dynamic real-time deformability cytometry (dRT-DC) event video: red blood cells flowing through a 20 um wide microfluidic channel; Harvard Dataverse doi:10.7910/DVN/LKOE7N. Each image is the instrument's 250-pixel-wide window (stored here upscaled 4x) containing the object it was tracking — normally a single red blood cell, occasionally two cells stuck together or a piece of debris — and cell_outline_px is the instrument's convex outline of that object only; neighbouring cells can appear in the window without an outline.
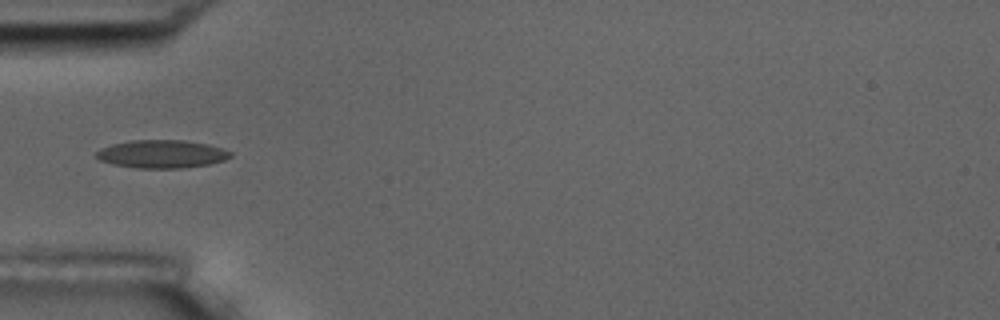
{"species": "common noctule bat (a hibernating species)", "species_latin": "Nyctalus noctula", "temperature_condition": "room temperature", "stored_images_in_passage": 6, "camera_frame_rate_fps": 3000, "um_per_image_px": 0.085, "animal": {"sex": "male", "body_mass_g": 17.5, "forearm_length_mm": 52.3}, "frame": {"image": 1, "passage_image": 5, "time_ms": 1.333, "image_size_px": [1000, 320], "cell_outline_px": [[232, 156], [224, 160], [208, 164], [180, 168], [136, 168], [112, 164], [100, 160], [96, 156], [96, 152], [100, 148], [112, 144], [132, 140], [184, 140], [208, 144], [232, 152]], "centroid_in_image_um": [13.73, 13.09], "position_along_channel_um": 71.3, "area_um2": 21.85}}